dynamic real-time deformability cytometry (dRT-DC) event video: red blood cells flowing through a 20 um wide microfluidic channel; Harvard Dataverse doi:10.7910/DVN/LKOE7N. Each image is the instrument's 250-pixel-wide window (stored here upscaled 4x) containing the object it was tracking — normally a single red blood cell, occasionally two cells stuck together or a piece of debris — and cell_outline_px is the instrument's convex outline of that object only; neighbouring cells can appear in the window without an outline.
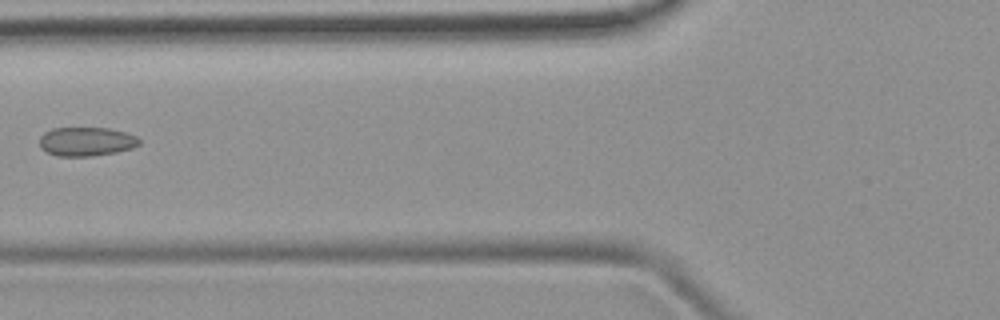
{"species": "common noctule bat (a hibernating species)", "species_latin": "Nyctalus noctula", "temperature_condition": "room temperature", "stored_images_in_passage": 4, "camera_frame_rate_fps": 3000, "um_per_image_px": 0.085, "animal": {"sex": "female", "body_mass_g": 19.9}, "frame": {"image": 1, "passage_image": 2, "time_ms": 1.333, "image_size_px": [1000, 320], "cell_outline_px": [[140, 144], [132, 148], [116, 152], [92, 156], [56, 156], [40, 148], [40, 136], [44, 132], [52, 128], [108, 128], [124, 132], [136, 136], [140, 140]], "centroid_in_image_um": [7.32, 12.03], "position_along_channel_um": 118.5, "area_um2": 16.82}}
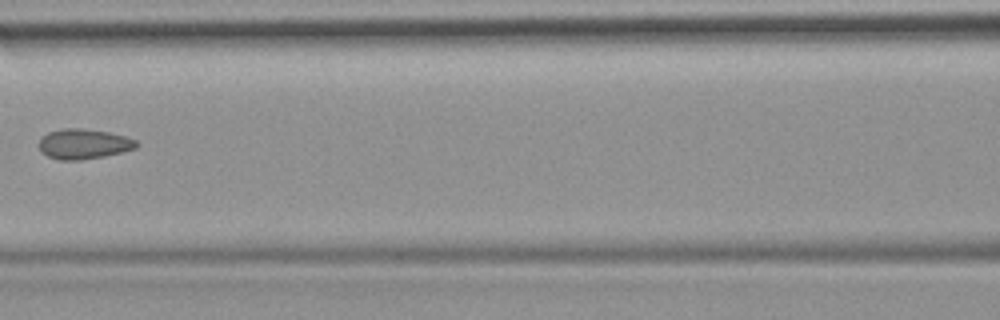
{"frame": {"image": 2, "passage_image": 3, "time_ms": 2.333, "image_size_px": [1000, 320], "cell_outline_px": [[140, 144], [136, 148], [104, 156], [80, 160], [60, 160], [48, 156], [40, 152], [40, 140], [48, 132], [64, 128], [80, 128], [108, 132], [124, 136], [136, 140]], "centroid_in_image_um": [7.12, 12.24], "position_along_channel_um": 159.5, "area_um2": 16.94}}
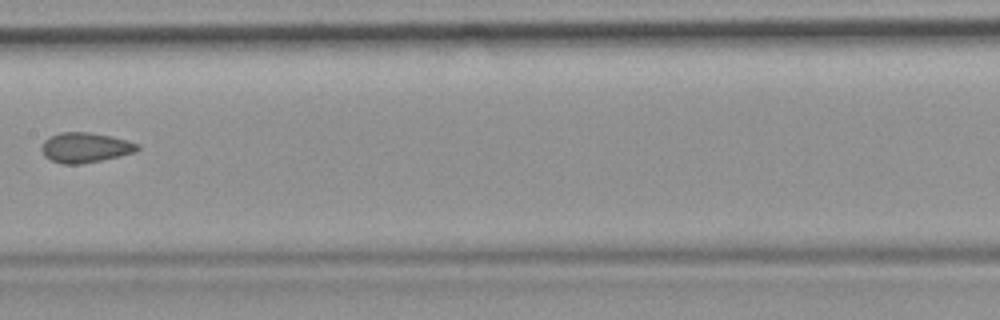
{"frame": {"image": 3, "passage_image": 4, "time_ms": 3.333, "image_size_px": [1000, 320], "cell_outline_px": [[140, 148], [136, 152], [120, 156], [80, 164], [64, 164], [52, 160], [44, 156], [40, 148], [44, 140], [48, 136], [60, 132], [88, 132], [112, 136], [140, 144]], "centroid_in_image_um": [7.24, 12.53], "position_along_channel_um": 200.2, "area_um2": 16.88}}